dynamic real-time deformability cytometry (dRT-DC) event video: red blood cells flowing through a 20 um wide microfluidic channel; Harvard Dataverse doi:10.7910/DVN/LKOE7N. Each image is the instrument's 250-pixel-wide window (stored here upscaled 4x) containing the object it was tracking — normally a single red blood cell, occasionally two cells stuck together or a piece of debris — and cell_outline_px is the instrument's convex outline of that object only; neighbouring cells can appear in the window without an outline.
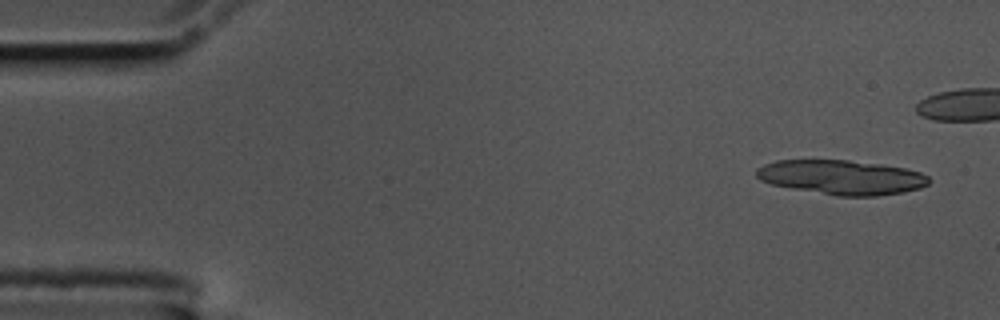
{"species": "common noctule bat (a hibernating species)", "species_latin": "Nyctalus noctula", "temperature_condition": "cold", "stored_images_in_passage": 15, "camera_frame_rate_fps": 3000, "um_per_image_px": 0.085, "animal": {"sex": "male", "body_mass_g": 17.5, "forearm_length_mm": 52.3}, "frame": {"image": 1, "passage_image": 3, "time_ms": 0.667, "image_size_px": [1000, 320], "cell_outline_px": [[928, 184], [920, 188], [904, 192], [876, 196], [836, 196], [792, 188], [772, 184], [760, 180], [756, 176], [756, 168], [764, 164], [776, 160], [848, 160], [904, 168], [920, 172], [928, 176]], "centroid_in_image_um": [71.51, 15.07], "position_along_channel_um": 13.5, "area_um2": 34.51}}